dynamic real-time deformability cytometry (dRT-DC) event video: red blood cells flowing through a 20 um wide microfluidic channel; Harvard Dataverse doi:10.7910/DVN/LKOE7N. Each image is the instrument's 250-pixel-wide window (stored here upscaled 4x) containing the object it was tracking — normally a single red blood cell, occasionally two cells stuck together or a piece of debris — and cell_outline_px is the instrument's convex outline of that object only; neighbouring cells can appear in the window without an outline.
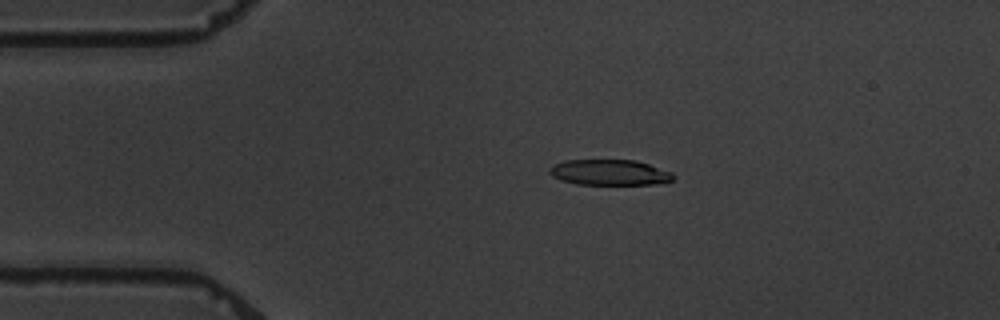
{"species": "common noctule bat (a hibernating species)", "species_latin": "Nyctalus noctula", "temperature_condition": "warm", "stored_images_in_passage": 6, "camera_frame_rate_fps": 3000, "um_per_image_px": 0.085, "animal": {"sex": "male", "body_mass_g": 19.5, "forearm_length_mm": 54.6}, "frame": {"image": 1, "passage_image": 6, "time_ms": 5.667, "image_size_px": [1000, 320], "cell_outline_px": [[676, 176], [672, 180], [656, 184], [576, 184], [560, 180], [552, 176], [548, 172], [548, 168], [552, 164], [564, 160], [636, 160], [672, 172]], "centroid_in_image_um": [51.77, 14.65], "position_along_channel_um": 33.2, "area_um2": 18.61}}